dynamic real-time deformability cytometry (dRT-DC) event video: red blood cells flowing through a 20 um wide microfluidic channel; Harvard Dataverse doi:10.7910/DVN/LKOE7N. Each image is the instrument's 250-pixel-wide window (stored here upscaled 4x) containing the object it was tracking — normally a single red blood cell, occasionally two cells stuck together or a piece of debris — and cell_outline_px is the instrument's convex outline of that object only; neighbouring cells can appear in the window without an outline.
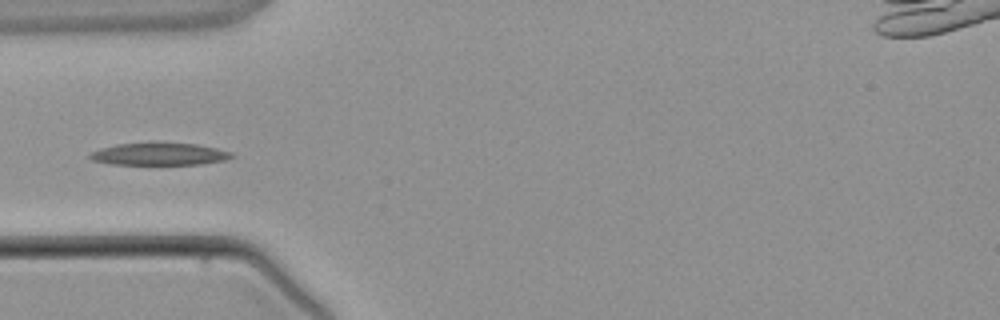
{"species": "common noctule bat (a hibernating species)", "species_latin": "Nyctalus noctula", "temperature_condition": "warm", "stored_images_in_passage": 3, "camera_frame_rate_fps": 3000, "um_per_image_px": 0.085, "animal": {"sex": "male", "body_mass_g": 21.5, "forearm_length_mm": 52.0}, "frame": {"image": 1, "passage_image": 2, "time_ms": 2.333, "image_size_px": [1000, 320], "cell_outline_px": [[236, 156], [228, 160], [204, 164], [112, 164], [92, 160], [88, 156], [92, 152], [100, 148], [116, 144], [196, 144], [216, 148], [232, 152]], "centroid_in_image_um": [13.61, 13.12], "position_along_channel_um": 71.4, "area_um2": 18.09}}
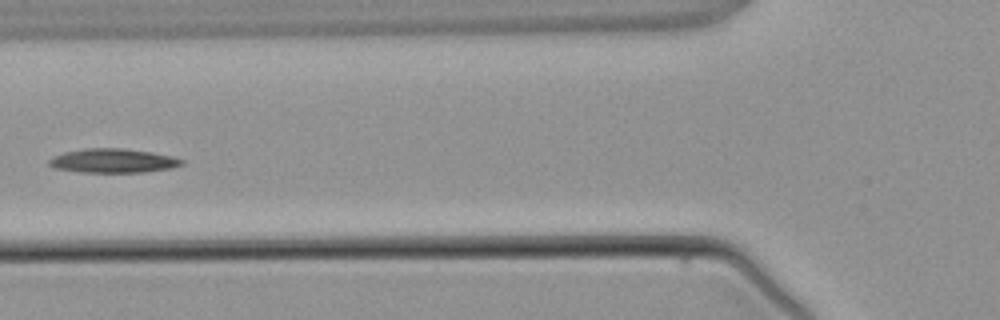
{"frame": {"image": 2, "passage_image": 3, "time_ms": 3.333, "image_size_px": [1000, 320], "cell_outline_px": [[184, 164], [172, 168], [144, 172], [80, 172], [52, 168], [48, 164], [48, 160], [52, 156], [64, 152], [84, 148], [124, 148], [152, 152], [172, 156], [184, 160]], "centroid_in_image_um": [9.59, 13.66], "position_along_channel_um": 116.2, "area_um2": 18.84}}